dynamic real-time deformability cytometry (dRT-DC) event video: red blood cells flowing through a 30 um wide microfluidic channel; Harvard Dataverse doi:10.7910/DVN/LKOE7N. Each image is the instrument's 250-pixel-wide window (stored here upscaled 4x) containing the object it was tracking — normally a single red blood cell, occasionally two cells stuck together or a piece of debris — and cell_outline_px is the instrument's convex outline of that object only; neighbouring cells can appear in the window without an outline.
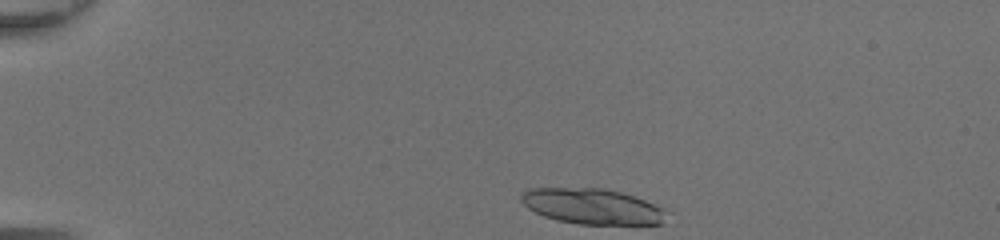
{"species": "common noctule bat (a hibernating species)", "species_latin": "Nyctalus noctula", "temperature_condition": "room temperature", "stored_images_in_passage": 38, "camera_frame_rate_fps": 3000, "um_per_image_px": 0.085, "animal": {"sex": "female", "body_mass_g": 20.0, "forearm_length_mm": 54.0}, "frame": {"image": 1, "passage_image": 1, "time_ms": 0.0, "image_size_px": [1000, 240], "cell_outline_px": [[664, 224], [580, 224], [556, 220], [544, 216], [528, 208], [520, 200], [520, 196], [528, 188], [604, 188], [620, 192], [644, 200], [660, 208]], "centroid_in_image_um": [50.24, 17.53], "position_along_channel_um": 34.8, "area_um2": 29.54}, "authors_computed_cell_mechanics": {"area_um2": 18.0914, "velocity_mm_per_s": 4.3738, "shape_relaxation_time_tau1_ms": 1.4505, "shape_relaxation_time_tau2_ms": 2.3962, "deformation_change_tau1": 0.1062, "deformation_change_tau2": 0.069}}